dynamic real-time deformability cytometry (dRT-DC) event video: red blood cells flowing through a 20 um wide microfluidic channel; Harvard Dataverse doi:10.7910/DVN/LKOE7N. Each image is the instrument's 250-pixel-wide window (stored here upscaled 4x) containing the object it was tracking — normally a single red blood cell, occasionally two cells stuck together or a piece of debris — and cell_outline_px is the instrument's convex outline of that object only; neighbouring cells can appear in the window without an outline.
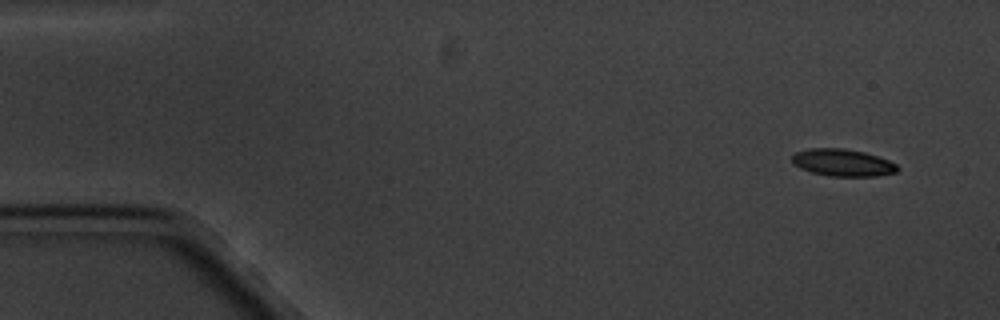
{"species": "common noctule bat (a hibernating species)", "species_latin": "Nyctalus noctula", "temperature_condition": "cold", "stored_images_in_passage": 6, "segment_of_instrument_passage": [2, 2], "camera_frame_rate_fps": 3000, "um_per_image_px": 0.085, "animal": {"sex": "male", "body_mass_g": 20.1, "forearm_length_mm": 53.5}, "frame": {"image": 1, "passage_image": 6, "time_ms": 5.667, "image_size_px": [1000, 320], "cell_outline_px": [[900, 168], [896, 172], [880, 176], [828, 176], [812, 172], [800, 168], [792, 164], [792, 156], [796, 152], [808, 148], [844, 148], [864, 152], [888, 160], [896, 164]], "centroid_in_image_um": [71.62, 13.82], "position_along_channel_um": 13.4, "area_um2": 16.76}}